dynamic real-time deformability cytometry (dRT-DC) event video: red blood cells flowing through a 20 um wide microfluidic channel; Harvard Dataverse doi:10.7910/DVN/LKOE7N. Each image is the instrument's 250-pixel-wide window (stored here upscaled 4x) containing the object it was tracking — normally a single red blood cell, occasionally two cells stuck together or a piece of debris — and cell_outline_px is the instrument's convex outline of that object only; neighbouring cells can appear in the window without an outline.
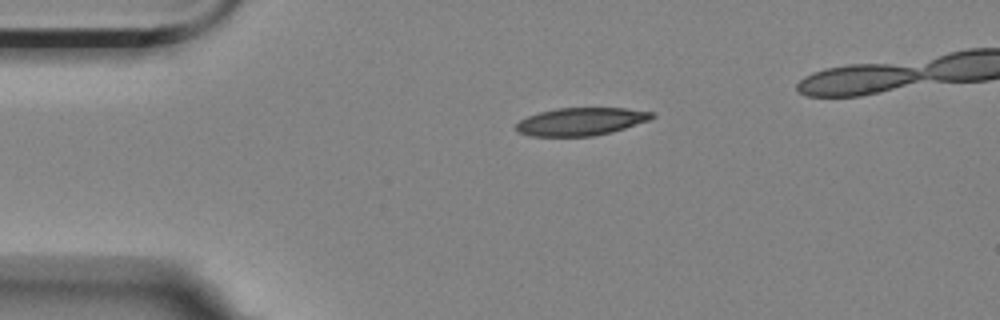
{"species": "Egyptian fruit bat (a non-hibernating species)", "species_latin": "Rousettus aegyptiacus", "temperature_condition": "room temperature", "stored_images_in_passage": 33, "camera_frame_rate_fps": 3000, "um_per_image_px": 0.085, "animal": {"sex": "female"}, "frame": {"image": 1, "passage_image": 1, "time_ms": 0.0, "image_size_px": [1000, 320], "cell_outline_px": [[656, 116], [648, 120], [612, 132], [592, 136], [532, 136], [520, 132], [516, 128], [516, 124], [520, 120], [528, 116], [540, 112], [556, 108], [624, 108], [652, 112]], "centroid_in_image_um": [49.38, 10.33], "position_along_channel_um": 35.6, "area_um2": 21.73}}
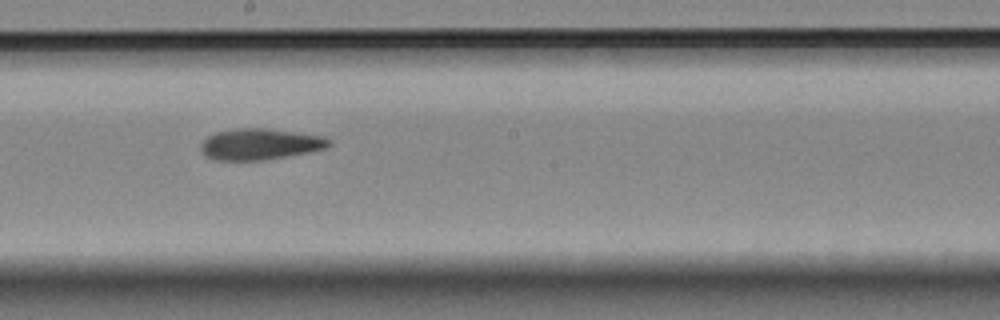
{"frame": {"image": 2, "passage_image": 20, "time_ms": 6.333, "image_size_px": [1000, 320], "cell_outline_px": [[332, 144], [328, 148], [308, 152], [264, 160], [216, 160], [204, 156], [200, 148], [200, 144], [208, 136], [216, 132], [236, 128], [268, 128], [324, 136], [332, 140]], "centroid_in_image_um": [22.11, 12.25], "position_along_channel_um": 226.1, "area_um2": 23.47}}
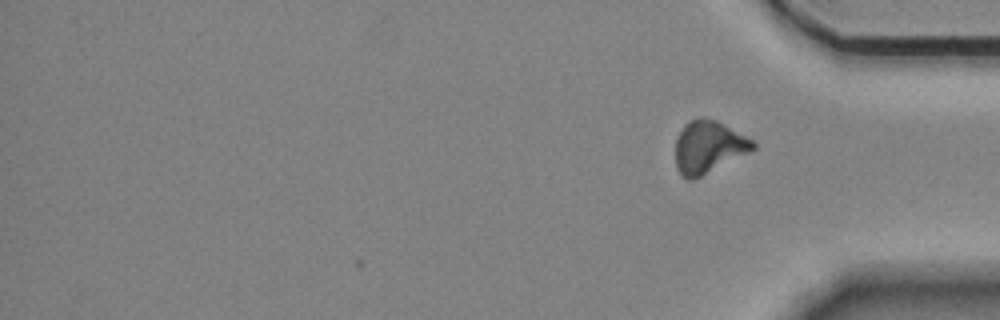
{"frame": {"image": 3, "passage_image": 33, "time_ms": 10.667, "image_size_px": [1000, 320], "cell_outline_px": [[756, 148], [692, 180], [688, 180], [676, 168], [676, 140], [684, 124], [700, 116], [716, 120], [752, 140], [756, 144]], "centroid_in_image_um": [60.19, 12.47], "position_along_channel_um": 375.0, "area_um2": 23.06}, "authors_computed_cell_mechanics": {"area_um2": 23.12, "velocity_mm_per_s": 3.5274, "shape_relaxation_time_tau1_ms": 6.6442, "shape_relaxation_time_tau2_ms": 6.9352, "deformation_change_tau1": 0.1926, "deformation_change_tau2": 0.1629}}